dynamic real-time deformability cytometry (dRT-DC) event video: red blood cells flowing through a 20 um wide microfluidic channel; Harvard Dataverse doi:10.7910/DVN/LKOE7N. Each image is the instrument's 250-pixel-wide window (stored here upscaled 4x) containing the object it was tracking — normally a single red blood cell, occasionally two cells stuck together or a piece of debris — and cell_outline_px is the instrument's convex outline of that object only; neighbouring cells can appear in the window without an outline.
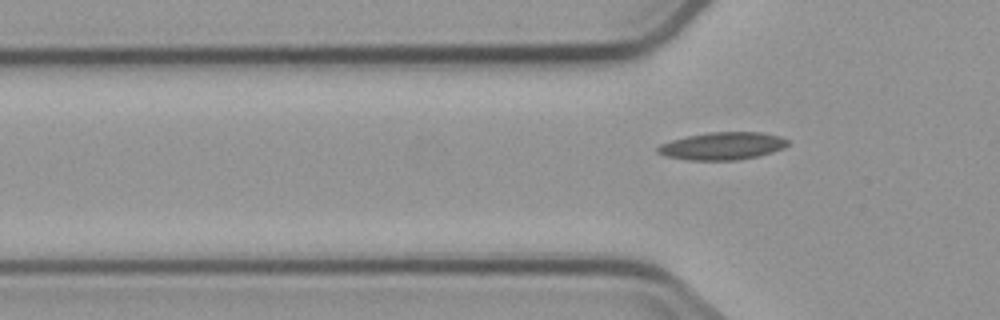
{"species": "common noctule bat (a hibernating species)", "species_latin": "Nyctalus noctula", "temperature_condition": "cold", "stored_images_in_passage": 4, "camera_frame_rate_fps": 3000, "um_per_image_px": 0.085, "animal": {"sex": "male", "body_mass_g": 23.1, "forearm_length_mm": 52.7}, "frame": {"image": 1, "passage_image": 4, "time_ms": 3.667, "image_size_px": [1000, 320], "cell_outline_px": [[788, 144], [784, 148], [772, 152], [756, 156], [736, 160], [688, 160], [668, 156], [656, 152], [656, 148], [660, 144], [672, 140], [688, 136], [708, 132], [760, 132], [780, 136], [788, 140]], "centroid_in_image_um": [61.41, 12.4], "position_along_channel_um": 64.4, "area_um2": 20.75}}